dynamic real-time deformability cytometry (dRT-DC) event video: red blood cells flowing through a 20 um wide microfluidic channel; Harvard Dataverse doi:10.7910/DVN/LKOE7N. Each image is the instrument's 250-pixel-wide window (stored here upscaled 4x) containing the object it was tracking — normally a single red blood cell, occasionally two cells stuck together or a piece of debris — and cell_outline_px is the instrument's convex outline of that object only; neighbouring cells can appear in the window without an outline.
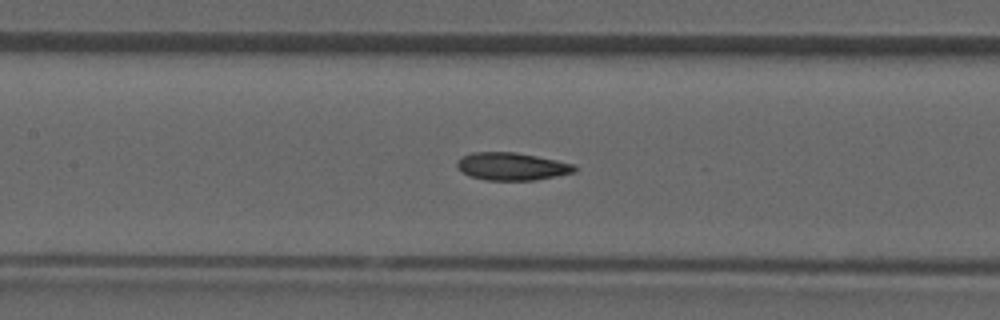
{"species": "common noctule bat (a hibernating species)", "species_latin": "Nyctalus noctula", "temperature_condition": "room temperature", "stored_images_in_passage": 45, "camera_frame_rate_fps": 3000, "um_per_image_px": 0.085, "animal": {"sex": "male", "forearm_length_mm": 52.5}, "frame": {"image": 1, "passage_image": 20, "time_ms": 6.333, "image_size_px": [1000, 320], "cell_outline_px": [[576, 172], [536, 180], [484, 180], [468, 176], [456, 168], [456, 160], [460, 156], [472, 152], [516, 152], [576, 164]], "centroid_in_image_um": [43.46, 14.14], "position_along_channel_um": 163.9, "area_um2": 19.25}}